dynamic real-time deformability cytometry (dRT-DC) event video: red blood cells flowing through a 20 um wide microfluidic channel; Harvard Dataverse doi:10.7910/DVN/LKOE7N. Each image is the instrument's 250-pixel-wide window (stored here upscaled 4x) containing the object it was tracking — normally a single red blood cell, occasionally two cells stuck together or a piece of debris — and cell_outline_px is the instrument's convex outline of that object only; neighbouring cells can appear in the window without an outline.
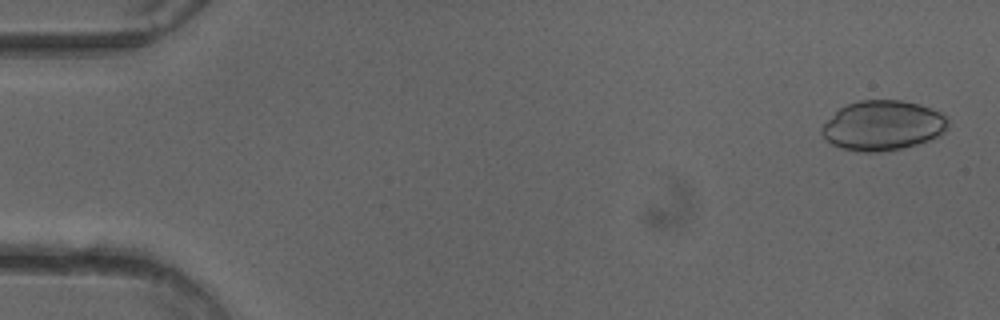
{"species": "common noctule bat (a hibernating species)", "species_latin": "Nyctalus noctula", "temperature_condition": "cold", "stored_images_in_passage": 51, "camera_frame_rate_fps": 3000, "um_per_image_px": 0.085, "animal": {"sex": "female"}, "frame": {"image": 1, "passage_image": 2, "time_ms": 0.333, "image_size_px": [1000, 320], "cell_outline_px": [[948, 128], [940, 136], [904, 148], [880, 152], [864, 152], [840, 148], [832, 144], [820, 132], [820, 128], [840, 108], [848, 104], [860, 100], [900, 100], [920, 104], [932, 108], [948, 116]], "centroid_in_image_um": [75.08, 10.67], "position_along_channel_um": 9.9, "area_um2": 36.76}}
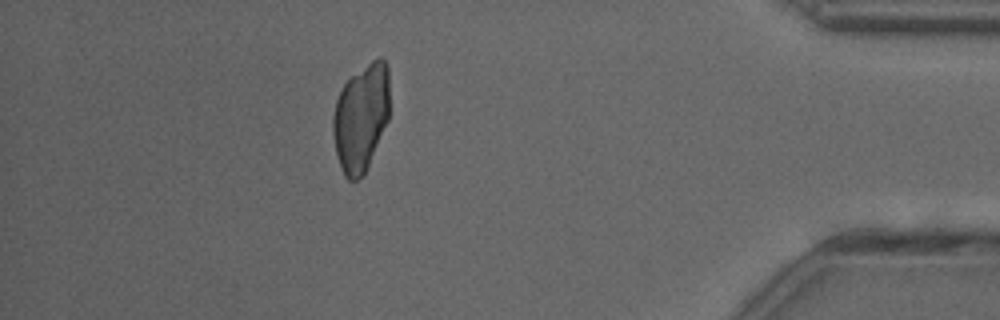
{"frame": {"image": 2, "passage_image": 45, "time_ms": 14.667, "image_size_px": [1000, 320], "cell_outline_px": [[388, 120], [368, 168], [364, 176], [356, 180], [348, 180], [344, 176], [336, 152], [332, 132], [332, 116], [336, 100], [344, 84], [352, 76], [372, 60], [380, 56], [388, 64]], "centroid_in_image_um": [30.68, 10.02], "position_along_channel_um": 404.5, "area_um2": 35.49}}